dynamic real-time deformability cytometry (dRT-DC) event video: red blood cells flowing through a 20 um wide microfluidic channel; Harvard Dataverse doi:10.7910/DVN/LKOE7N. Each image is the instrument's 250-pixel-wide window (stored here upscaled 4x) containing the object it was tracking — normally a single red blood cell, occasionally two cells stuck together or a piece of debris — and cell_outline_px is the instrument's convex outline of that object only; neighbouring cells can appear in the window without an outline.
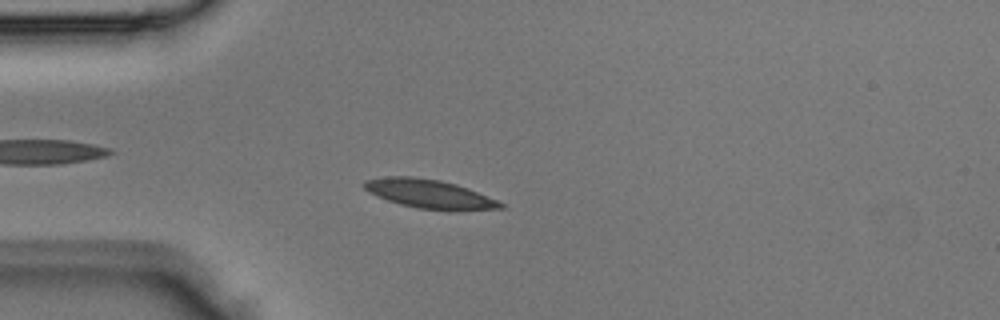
{"species": "Egyptian fruit bat (a non-hibernating species)", "species_latin": "Rousettus aegyptiacus", "temperature_condition": "room temperature", "stored_images_in_passage": 4, "camera_frame_rate_fps": 3000, "um_per_image_px": 0.085, "animal": {"sex": "male"}, "frame": {"image": 1, "passage_image": 4, "time_ms": 1.0, "image_size_px": [1000, 320], "cell_outline_px": [[504, 208], [420, 208], [400, 204], [388, 200], [364, 188], [364, 180], [384, 176], [412, 176], [440, 180], [456, 184], [468, 188], [496, 200], [504, 204]], "centroid_in_image_um": [36.42, 16.42], "position_along_channel_um": 48.6, "area_um2": 21.73}}